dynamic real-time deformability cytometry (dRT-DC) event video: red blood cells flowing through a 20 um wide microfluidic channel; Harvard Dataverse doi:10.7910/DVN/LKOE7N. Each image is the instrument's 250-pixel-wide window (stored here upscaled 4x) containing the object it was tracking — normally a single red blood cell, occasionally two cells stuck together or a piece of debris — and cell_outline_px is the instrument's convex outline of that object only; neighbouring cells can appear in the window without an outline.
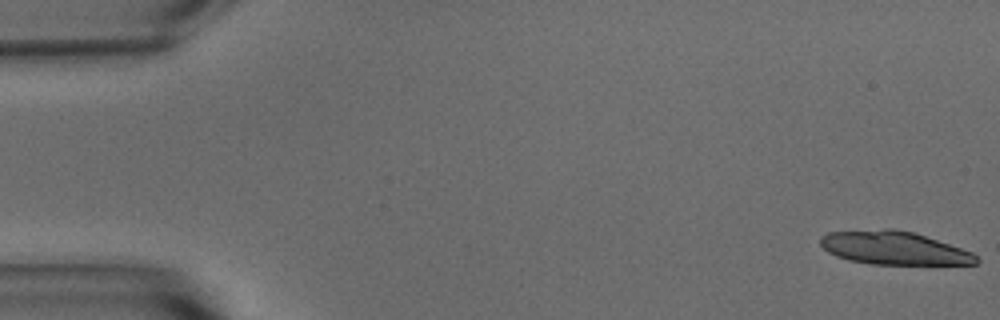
{"species": "common noctule bat (a hibernating species)", "species_latin": "Nyctalus noctula", "temperature_condition": "warm", "stored_images_in_passage": 31, "camera_frame_rate_fps": 3000, "um_per_image_px": 0.085, "animal": {"sex": "male", "body_mass_g": 15.6}, "frame": {"image": 1, "passage_image": 1, "time_ms": 0.0, "image_size_px": [1000, 320], "cell_outline_px": [[980, 260], [976, 264], [872, 264], [848, 260], [836, 256], [828, 252], [820, 244], [820, 236], [828, 232], [884, 228], [892, 228], [912, 232], [972, 252]], "centroid_in_image_um": [75.93, 21.07], "position_along_channel_um": 9.1, "area_um2": 30.06}}